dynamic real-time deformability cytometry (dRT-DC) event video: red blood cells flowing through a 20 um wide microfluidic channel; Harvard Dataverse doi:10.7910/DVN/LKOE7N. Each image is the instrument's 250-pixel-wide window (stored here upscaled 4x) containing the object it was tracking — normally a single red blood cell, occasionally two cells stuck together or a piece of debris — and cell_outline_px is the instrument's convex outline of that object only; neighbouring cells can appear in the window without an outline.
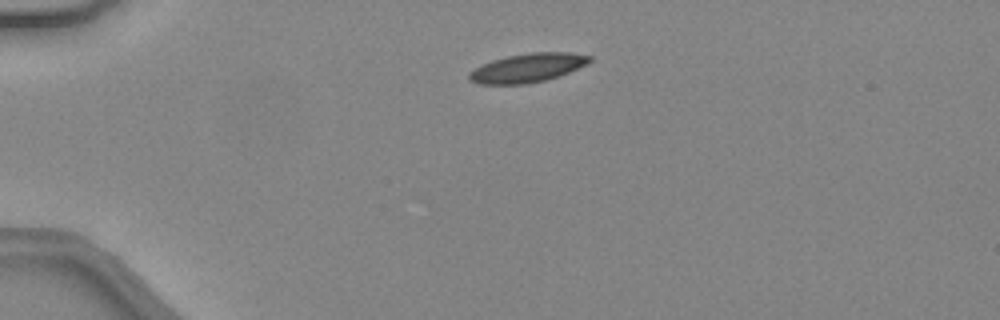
{"species": "common noctule bat (a hibernating species)", "species_latin": "Nyctalus noctula", "temperature_condition": "warm", "stored_images_in_passage": 36, "camera_frame_rate_fps": 3000, "um_per_image_px": 0.085, "animal": {"sex": "female", "body_mass_g": 24.6, "forearm_length_mm": 56.2}, "frame": {"image": 1, "passage_image": 1, "time_ms": 0.0, "image_size_px": [1000, 320], "cell_outline_px": [[592, 60], [588, 64], [568, 72], [544, 80], [528, 84], [476, 84], [468, 76], [468, 72], [492, 60], [508, 56], [528, 52], [568, 52], [592, 56]], "centroid_in_image_um": [44.86, 5.76], "position_along_channel_um": 40.1, "area_um2": 20.11}}
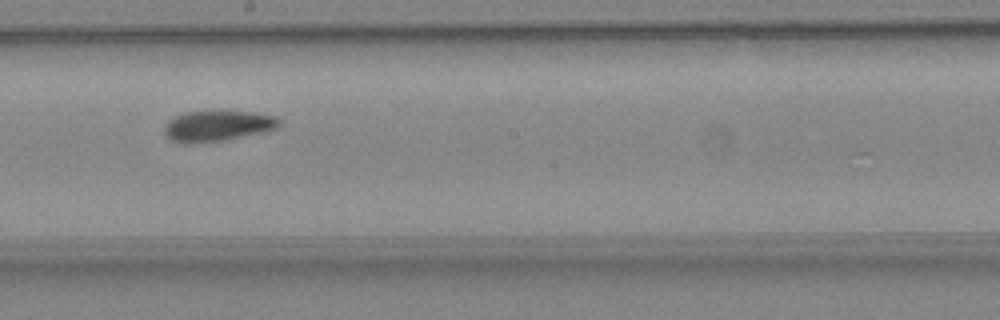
{"frame": {"image": 2, "passage_image": 17, "time_ms": 5.333, "image_size_px": [1000, 320], "cell_outline_px": [[280, 124], [276, 128], [264, 132], [220, 140], [192, 144], [184, 144], [172, 140], [164, 132], [164, 124], [168, 120], [184, 112], [252, 112], [276, 116], [280, 120]], "centroid_in_image_um": [18.46, 10.71], "position_along_channel_um": 229.7, "area_um2": 20.23}}
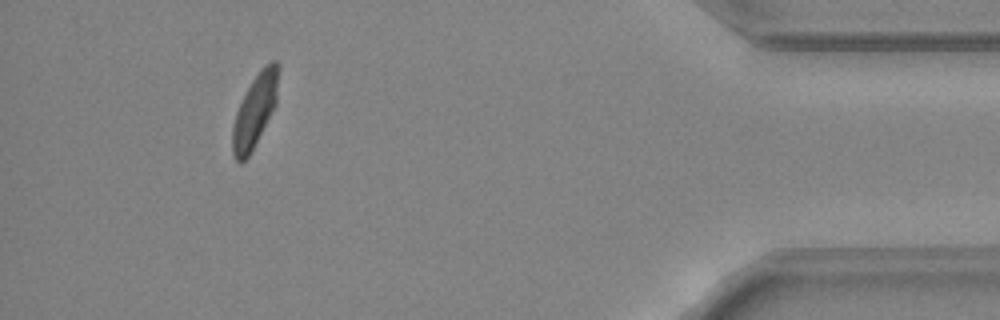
{"frame": {"image": 3, "passage_image": 33, "time_ms": 10.667, "image_size_px": [1000, 320], "cell_outline_px": [[280, 68], [276, 104], [252, 152], [240, 164], [236, 160], [232, 152], [232, 128], [236, 112], [252, 80], [260, 68], [272, 60], [276, 60]], "centroid_in_image_um": [21.68, 9.39], "position_along_channel_um": 413.5, "area_um2": 19.59}, "authors_computed_cell_mechanics": {"area_um2": 20.2878, "velocity_mm_per_s": 4.4386, "shape_relaxation_time_tau1_ms": 6.9174, "shape_relaxation_time_tau2_ms": 2.6759, "deformation_change_tau1": 0.1575, "deformation_change_tau2": 0.0832}}